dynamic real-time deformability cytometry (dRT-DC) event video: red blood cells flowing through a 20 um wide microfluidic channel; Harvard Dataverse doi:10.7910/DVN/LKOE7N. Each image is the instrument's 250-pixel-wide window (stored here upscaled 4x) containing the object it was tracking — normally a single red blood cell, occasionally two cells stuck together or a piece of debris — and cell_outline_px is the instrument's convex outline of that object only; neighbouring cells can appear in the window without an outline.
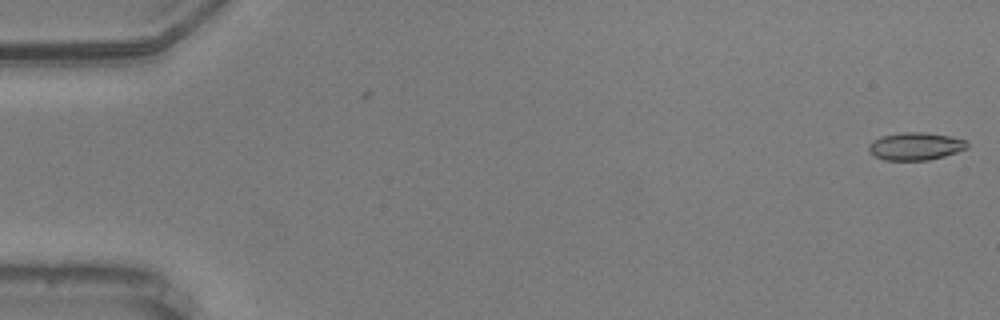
{"species": "common noctule bat (a hibernating species)", "species_latin": "Nyctalus noctula", "temperature_condition": "warm", "stored_images_in_passage": 56, "camera_frame_rate_fps": 3000, "um_per_image_px": 0.085, "animal": {"sex": "male", "body_mass_g": 20.5, "forearm_length_mm": 52.5}, "frame": {"image": 1, "passage_image": 1, "time_ms": 0.0, "image_size_px": [1000, 320], "cell_outline_px": [[964, 148], [940, 156], [924, 160], [888, 160], [876, 156], [872, 152], [872, 144], [876, 140], [884, 136], [944, 136], [964, 140]], "centroid_in_image_um": [77.78, 12.51], "position_along_channel_um": 7.2, "area_um2": 13.41}}
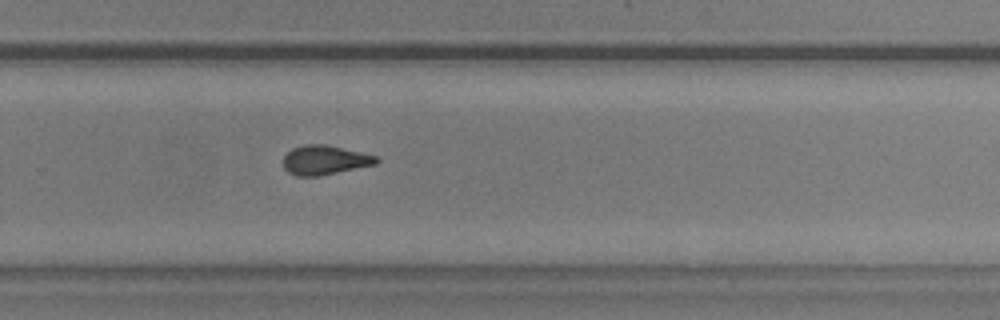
{"frame": {"image": 2, "passage_image": 38, "time_ms": 12.333, "image_size_px": [1000, 320], "cell_outline_px": [[380, 160], [376, 164], [316, 176], [296, 176], [288, 172], [284, 168], [284, 156], [292, 148], [308, 144], [324, 144], [376, 156]], "centroid_in_image_um": [27.57, 13.6], "position_along_channel_um": 302.2, "area_um2": 15.55}}
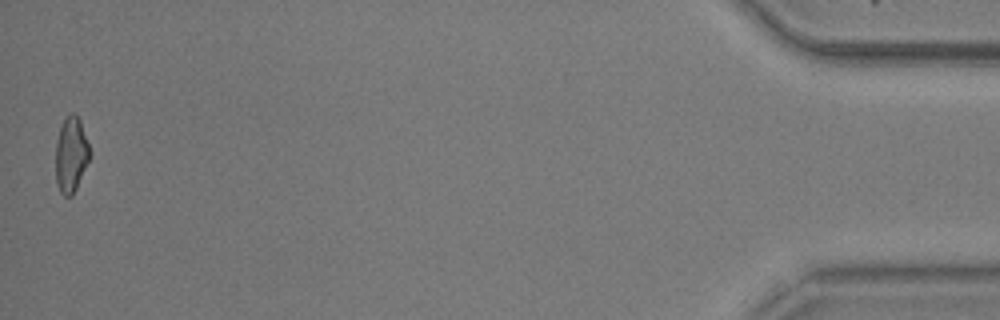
{"frame": {"image": 3, "passage_image": 56, "time_ms": 18.333, "image_size_px": [1000, 320], "cell_outline_px": [[88, 160], [76, 188], [72, 196], [64, 196], [60, 192], [56, 180], [56, 144], [60, 128], [64, 120], [72, 112], [80, 120], [88, 144]], "centroid_in_image_um": [6.01, 13.17], "position_along_channel_um": 429.2, "area_um2": 14.39}, "authors_computed_cell_mechanics": {"area_um2": 14.8257, "velocity_mm_per_s": 3.6316, "shape_relaxation_time_tau1_ms": null, "shape_relaxation_time_tau2_ms": 2.7362, "deformation_change_tau1": null, "deformation_change_tau2": 0.0943}}